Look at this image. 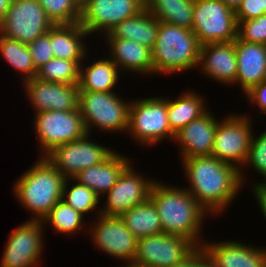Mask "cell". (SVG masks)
I'll return each instance as SVG.
<instances>
[{
	"mask_svg": "<svg viewBox=\"0 0 266 267\" xmlns=\"http://www.w3.org/2000/svg\"><path fill=\"white\" fill-rule=\"evenodd\" d=\"M190 183L187 190L207 211L218 214L225 210L242 188L240 170L213 156L182 159Z\"/></svg>",
	"mask_w": 266,
	"mask_h": 267,
	"instance_id": "obj_1",
	"label": "cell"
},
{
	"mask_svg": "<svg viewBox=\"0 0 266 267\" xmlns=\"http://www.w3.org/2000/svg\"><path fill=\"white\" fill-rule=\"evenodd\" d=\"M150 199L158 211L163 233L186 237L197 247L203 245L204 241L200 243L198 238L208 213L186 188L158 181L152 186Z\"/></svg>",
	"mask_w": 266,
	"mask_h": 267,
	"instance_id": "obj_2",
	"label": "cell"
},
{
	"mask_svg": "<svg viewBox=\"0 0 266 267\" xmlns=\"http://www.w3.org/2000/svg\"><path fill=\"white\" fill-rule=\"evenodd\" d=\"M22 174L14 185L18 201L33 212L31 220H43L50 210L62 200L66 177L46 158L41 157Z\"/></svg>",
	"mask_w": 266,
	"mask_h": 267,
	"instance_id": "obj_3",
	"label": "cell"
},
{
	"mask_svg": "<svg viewBox=\"0 0 266 267\" xmlns=\"http://www.w3.org/2000/svg\"><path fill=\"white\" fill-rule=\"evenodd\" d=\"M200 44L190 29L159 21L152 52L154 75L193 69L199 64Z\"/></svg>",
	"mask_w": 266,
	"mask_h": 267,
	"instance_id": "obj_4",
	"label": "cell"
},
{
	"mask_svg": "<svg viewBox=\"0 0 266 267\" xmlns=\"http://www.w3.org/2000/svg\"><path fill=\"white\" fill-rule=\"evenodd\" d=\"M124 101L115 92L79 91L78 110L86 132L91 133L93 124L100 129L99 131L126 132L131 102Z\"/></svg>",
	"mask_w": 266,
	"mask_h": 267,
	"instance_id": "obj_5",
	"label": "cell"
},
{
	"mask_svg": "<svg viewBox=\"0 0 266 267\" xmlns=\"http://www.w3.org/2000/svg\"><path fill=\"white\" fill-rule=\"evenodd\" d=\"M235 12L221 0H195L192 31L200 45L237 39Z\"/></svg>",
	"mask_w": 266,
	"mask_h": 267,
	"instance_id": "obj_6",
	"label": "cell"
},
{
	"mask_svg": "<svg viewBox=\"0 0 266 267\" xmlns=\"http://www.w3.org/2000/svg\"><path fill=\"white\" fill-rule=\"evenodd\" d=\"M127 131L142 145H155L164 137L174 140L176 134L168 122L167 98H143L131 102Z\"/></svg>",
	"mask_w": 266,
	"mask_h": 267,
	"instance_id": "obj_7",
	"label": "cell"
},
{
	"mask_svg": "<svg viewBox=\"0 0 266 267\" xmlns=\"http://www.w3.org/2000/svg\"><path fill=\"white\" fill-rule=\"evenodd\" d=\"M223 120L218 121L211 156L239 169L243 184L241 167L247 160L253 138L251 120L238 114H230Z\"/></svg>",
	"mask_w": 266,
	"mask_h": 267,
	"instance_id": "obj_8",
	"label": "cell"
},
{
	"mask_svg": "<svg viewBox=\"0 0 266 267\" xmlns=\"http://www.w3.org/2000/svg\"><path fill=\"white\" fill-rule=\"evenodd\" d=\"M53 25L38 0H13L0 24V35L29 44Z\"/></svg>",
	"mask_w": 266,
	"mask_h": 267,
	"instance_id": "obj_9",
	"label": "cell"
},
{
	"mask_svg": "<svg viewBox=\"0 0 266 267\" xmlns=\"http://www.w3.org/2000/svg\"><path fill=\"white\" fill-rule=\"evenodd\" d=\"M197 246L175 234H156L138 239L133 265L138 267H172L185 260Z\"/></svg>",
	"mask_w": 266,
	"mask_h": 267,
	"instance_id": "obj_10",
	"label": "cell"
},
{
	"mask_svg": "<svg viewBox=\"0 0 266 267\" xmlns=\"http://www.w3.org/2000/svg\"><path fill=\"white\" fill-rule=\"evenodd\" d=\"M34 126L43 157L57 146L75 141L87 133L79 110L36 113Z\"/></svg>",
	"mask_w": 266,
	"mask_h": 267,
	"instance_id": "obj_11",
	"label": "cell"
},
{
	"mask_svg": "<svg viewBox=\"0 0 266 267\" xmlns=\"http://www.w3.org/2000/svg\"><path fill=\"white\" fill-rule=\"evenodd\" d=\"M89 135L86 133L75 141L57 146L45 157L66 178H74L80 171L101 163L114 152L110 148L91 142Z\"/></svg>",
	"mask_w": 266,
	"mask_h": 267,
	"instance_id": "obj_12",
	"label": "cell"
},
{
	"mask_svg": "<svg viewBox=\"0 0 266 267\" xmlns=\"http://www.w3.org/2000/svg\"><path fill=\"white\" fill-rule=\"evenodd\" d=\"M145 8L144 0H85L81 4L80 24L87 33L105 34L125 19Z\"/></svg>",
	"mask_w": 266,
	"mask_h": 267,
	"instance_id": "obj_13",
	"label": "cell"
},
{
	"mask_svg": "<svg viewBox=\"0 0 266 267\" xmlns=\"http://www.w3.org/2000/svg\"><path fill=\"white\" fill-rule=\"evenodd\" d=\"M42 220H28L10 233L0 267H36L43 248Z\"/></svg>",
	"mask_w": 266,
	"mask_h": 267,
	"instance_id": "obj_14",
	"label": "cell"
},
{
	"mask_svg": "<svg viewBox=\"0 0 266 267\" xmlns=\"http://www.w3.org/2000/svg\"><path fill=\"white\" fill-rule=\"evenodd\" d=\"M129 165L120 175L115 185L104 195L107 196L105 207L100 209L103 216L120 217L134 206L147 201L156 180H147L136 173ZM102 212V213H101Z\"/></svg>",
	"mask_w": 266,
	"mask_h": 267,
	"instance_id": "obj_15",
	"label": "cell"
},
{
	"mask_svg": "<svg viewBox=\"0 0 266 267\" xmlns=\"http://www.w3.org/2000/svg\"><path fill=\"white\" fill-rule=\"evenodd\" d=\"M99 216L98 222L94 224V229L91 228L90 232L94 244L110 256L125 262L127 260L126 267L133 265L138 239L125 226L120 217L101 214Z\"/></svg>",
	"mask_w": 266,
	"mask_h": 267,
	"instance_id": "obj_16",
	"label": "cell"
},
{
	"mask_svg": "<svg viewBox=\"0 0 266 267\" xmlns=\"http://www.w3.org/2000/svg\"><path fill=\"white\" fill-rule=\"evenodd\" d=\"M23 84L28 99L35 107V113L78 110V84L43 81L36 77L26 80Z\"/></svg>",
	"mask_w": 266,
	"mask_h": 267,
	"instance_id": "obj_17",
	"label": "cell"
},
{
	"mask_svg": "<svg viewBox=\"0 0 266 267\" xmlns=\"http://www.w3.org/2000/svg\"><path fill=\"white\" fill-rule=\"evenodd\" d=\"M201 247L212 267H266V249L263 248L236 241L204 242Z\"/></svg>",
	"mask_w": 266,
	"mask_h": 267,
	"instance_id": "obj_18",
	"label": "cell"
},
{
	"mask_svg": "<svg viewBox=\"0 0 266 267\" xmlns=\"http://www.w3.org/2000/svg\"><path fill=\"white\" fill-rule=\"evenodd\" d=\"M198 66L202 67L205 75L219 83L236 84L235 41L201 45Z\"/></svg>",
	"mask_w": 266,
	"mask_h": 267,
	"instance_id": "obj_19",
	"label": "cell"
},
{
	"mask_svg": "<svg viewBox=\"0 0 266 267\" xmlns=\"http://www.w3.org/2000/svg\"><path fill=\"white\" fill-rule=\"evenodd\" d=\"M217 124V119L207 110L178 131L174 141L182 147L180 157L211 156Z\"/></svg>",
	"mask_w": 266,
	"mask_h": 267,
	"instance_id": "obj_20",
	"label": "cell"
},
{
	"mask_svg": "<svg viewBox=\"0 0 266 267\" xmlns=\"http://www.w3.org/2000/svg\"><path fill=\"white\" fill-rule=\"evenodd\" d=\"M237 57L236 83L242 91L249 92L255 85L266 80V44L235 40Z\"/></svg>",
	"mask_w": 266,
	"mask_h": 267,
	"instance_id": "obj_21",
	"label": "cell"
},
{
	"mask_svg": "<svg viewBox=\"0 0 266 267\" xmlns=\"http://www.w3.org/2000/svg\"><path fill=\"white\" fill-rule=\"evenodd\" d=\"M130 163L129 158L114 151L106 160L80 171L71 180L89 187L101 197L115 185Z\"/></svg>",
	"mask_w": 266,
	"mask_h": 267,
	"instance_id": "obj_22",
	"label": "cell"
},
{
	"mask_svg": "<svg viewBox=\"0 0 266 267\" xmlns=\"http://www.w3.org/2000/svg\"><path fill=\"white\" fill-rule=\"evenodd\" d=\"M110 59L122 70L138 73H154L151 49L129 39L107 38Z\"/></svg>",
	"mask_w": 266,
	"mask_h": 267,
	"instance_id": "obj_23",
	"label": "cell"
},
{
	"mask_svg": "<svg viewBox=\"0 0 266 267\" xmlns=\"http://www.w3.org/2000/svg\"><path fill=\"white\" fill-rule=\"evenodd\" d=\"M87 35L80 22L53 25L50 28V43L54 58L74 60L81 65L88 52L82 42Z\"/></svg>",
	"mask_w": 266,
	"mask_h": 267,
	"instance_id": "obj_24",
	"label": "cell"
},
{
	"mask_svg": "<svg viewBox=\"0 0 266 267\" xmlns=\"http://www.w3.org/2000/svg\"><path fill=\"white\" fill-rule=\"evenodd\" d=\"M158 28L159 20L144 8L136 16L118 23L105 38L129 39L152 49Z\"/></svg>",
	"mask_w": 266,
	"mask_h": 267,
	"instance_id": "obj_25",
	"label": "cell"
},
{
	"mask_svg": "<svg viewBox=\"0 0 266 267\" xmlns=\"http://www.w3.org/2000/svg\"><path fill=\"white\" fill-rule=\"evenodd\" d=\"M119 68L111 59L94 61L86 68L80 65L79 91L114 92L119 78Z\"/></svg>",
	"mask_w": 266,
	"mask_h": 267,
	"instance_id": "obj_26",
	"label": "cell"
},
{
	"mask_svg": "<svg viewBox=\"0 0 266 267\" xmlns=\"http://www.w3.org/2000/svg\"><path fill=\"white\" fill-rule=\"evenodd\" d=\"M120 218L137 239L163 233L158 211L150 198L127 210Z\"/></svg>",
	"mask_w": 266,
	"mask_h": 267,
	"instance_id": "obj_27",
	"label": "cell"
},
{
	"mask_svg": "<svg viewBox=\"0 0 266 267\" xmlns=\"http://www.w3.org/2000/svg\"><path fill=\"white\" fill-rule=\"evenodd\" d=\"M145 9L159 21L192 30L194 0H144Z\"/></svg>",
	"mask_w": 266,
	"mask_h": 267,
	"instance_id": "obj_28",
	"label": "cell"
},
{
	"mask_svg": "<svg viewBox=\"0 0 266 267\" xmlns=\"http://www.w3.org/2000/svg\"><path fill=\"white\" fill-rule=\"evenodd\" d=\"M204 102L203 97L189 91L182 93L176 100L168 98L167 113L171 130L176 134L191 121L203 115L207 111Z\"/></svg>",
	"mask_w": 266,
	"mask_h": 267,
	"instance_id": "obj_29",
	"label": "cell"
},
{
	"mask_svg": "<svg viewBox=\"0 0 266 267\" xmlns=\"http://www.w3.org/2000/svg\"><path fill=\"white\" fill-rule=\"evenodd\" d=\"M0 53L7 63L22 72L24 82L36 77L37 70L27 44L0 35Z\"/></svg>",
	"mask_w": 266,
	"mask_h": 267,
	"instance_id": "obj_30",
	"label": "cell"
},
{
	"mask_svg": "<svg viewBox=\"0 0 266 267\" xmlns=\"http://www.w3.org/2000/svg\"><path fill=\"white\" fill-rule=\"evenodd\" d=\"M80 65L74 60L52 58L37 70L36 78L68 85L79 83Z\"/></svg>",
	"mask_w": 266,
	"mask_h": 267,
	"instance_id": "obj_31",
	"label": "cell"
},
{
	"mask_svg": "<svg viewBox=\"0 0 266 267\" xmlns=\"http://www.w3.org/2000/svg\"><path fill=\"white\" fill-rule=\"evenodd\" d=\"M84 215L60 200L44 217L42 222L51 224L58 232L69 233L82 230Z\"/></svg>",
	"mask_w": 266,
	"mask_h": 267,
	"instance_id": "obj_32",
	"label": "cell"
},
{
	"mask_svg": "<svg viewBox=\"0 0 266 267\" xmlns=\"http://www.w3.org/2000/svg\"><path fill=\"white\" fill-rule=\"evenodd\" d=\"M69 180H71V178H66L65 180L62 201L71 206L74 210L80 212L82 215L97 209L100 197L89 187L79 184L77 181L72 188L67 190Z\"/></svg>",
	"mask_w": 266,
	"mask_h": 267,
	"instance_id": "obj_33",
	"label": "cell"
},
{
	"mask_svg": "<svg viewBox=\"0 0 266 267\" xmlns=\"http://www.w3.org/2000/svg\"><path fill=\"white\" fill-rule=\"evenodd\" d=\"M48 18L57 24H74L81 19V3L79 0H38Z\"/></svg>",
	"mask_w": 266,
	"mask_h": 267,
	"instance_id": "obj_34",
	"label": "cell"
},
{
	"mask_svg": "<svg viewBox=\"0 0 266 267\" xmlns=\"http://www.w3.org/2000/svg\"><path fill=\"white\" fill-rule=\"evenodd\" d=\"M237 38L248 43L266 44V14L238 23Z\"/></svg>",
	"mask_w": 266,
	"mask_h": 267,
	"instance_id": "obj_35",
	"label": "cell"
},
{
	"mask_svg": "<svg viewBox=\"0 0 266 267\" xmlns=\"http://www.w3.org/2000/svg\"><path fill=\"white\" fill-rule=\"evenodd\" d=\"M254 137L253 135L247 160L244 165L252 166V169L254 168L257 173L259 172L266 179V131Z\"/></svg>",
	"mask_w": 266,
	"mask_h": 267,
	"instance_id": "obj_36",
	"label": "cell"
},
{
	"mask_svg": "<svg viewBox=\"0 0 266 267\" xmlns=\"http://www.w3.org/2000/svg\"><path fill=\"white\" fill-rule=\"evenodd\" d=\"M27 46L36 70L54 58L50 43V29L46 34L38 37L35 41L27 44Z\"/></svg>",
	"mask_w": 266,
	"mask_h": 267,
	"instance_id": "obj_37",
	"label": "cell"
},
{
	"mask_svg": "<svg viewBox=\"0 0 266 267\" xmlns=\"http://www.w3.org/2000/svg\"><path fill=\"white\" fill-rule=\"evenodd\" d=\"M264 14L261 0H243L235 11L237 23L259 17Z\"/></svg>",
	"mask_w": 266,
	"mask_h": 267,
	"instance_id": "obj_38",
	"label": "cell"
},
{
	"mask_svg": "<svg viewBox=\"0 0 266 267\" xmlns=\"http://www.w3.org/2000/svg\"><path fill=\"white\" fill-rule=\"evenodd\" d=\"M172 267H212V265L202 247H197L185 260Z\"/></svg>",
	"mask_w": 266,
	"mask_h": 267,
	"instance_id": "obj_39",
	"label": "cell"
},
{
	"mask_svg": "<svg viewBox=\"0 0 266 267\" xmlns=\"http://www.w3.org/2000/svg\"><path fill=\"white\" fill-rule=\"evenodd\" d=\"M245 95L253 103L261 109L259 111L260 115L266 113V80L255 85L249 92Z\"/></svg>",
	"mask_w": 266,
	"mask_h": 267,
	"instance_id": "obj_40",
	"label": "cell"
},
{
	"mask_svg": "<svg viewBox=\"0 0 266 267\" xmlns=\"http://www.w3.org/2000/svg\"><path fill=\"white\" fill-rule=\"evenodd\" d=\"M253 188V193L258 200L261 211L266 219V182L256 183Z\"/></svg>",
	"mask_w": 266,
	"mask_h": 267,
	"instance_id": "obj_41",
	"label": "cell"
},
{
	"mask_svg": "<svg viewBox=\"0 0 266 267\" xmlns=\"http://www.w3.org/2000/svg\"><path fill=\"white\" fill-rule=\"evenodd\" d=\"M13 0H0V24L3 22L7 9Z\"/></svg>",
	"mask_w": 266,
	"mask_h": 267,
	"instance_id": "obj_42",
	"label": "cell"
},
{
	"mask_svg": "<svg viewBox=\"0 0 266 267\" xmlns=\"http://www.w3.org/2000/svg\"><path fill=\"white\" fill-rule=\"evenodd\" d=\"M228 8L232 9L234 12L239 8L243 0H221Z\"/></svg>",
	"mask_w": 266,
	"mask_h": 267,
	"instance_id": "obj_43",
	"label": "cell"
},
{
	"mask_svg": "<svg viewBox=\"0 0 266 267\" xmlns=\"http://www.w3.org/2000/svg\"><path fill=\"white\" fill-rule=\"evenodd\" d=\"M262 8H264V14H266V0H261Z\"/></svg>",
	"mask_w": 266,
	"mask_h": 267,
	"instance_id": "obj_44",
	"label": "cell"
},
{
	"mask_svg": "<svg viewBox=\"0 0 266 267\" xmlns=\"http://www.w3.org/2000/svg\"><path fill=\"white\" fill-rule=\"evenodd\" d=\"M121 267H123V266H121ZM125 267V266H124ZM127 267H138V266H135V265H130V266H127Z\"/></svg>",
	"mask_w": 266,
	"mask_h": 267,
	"instance_id": "obj_45",
	"label": "cell"
}]
</instances>
